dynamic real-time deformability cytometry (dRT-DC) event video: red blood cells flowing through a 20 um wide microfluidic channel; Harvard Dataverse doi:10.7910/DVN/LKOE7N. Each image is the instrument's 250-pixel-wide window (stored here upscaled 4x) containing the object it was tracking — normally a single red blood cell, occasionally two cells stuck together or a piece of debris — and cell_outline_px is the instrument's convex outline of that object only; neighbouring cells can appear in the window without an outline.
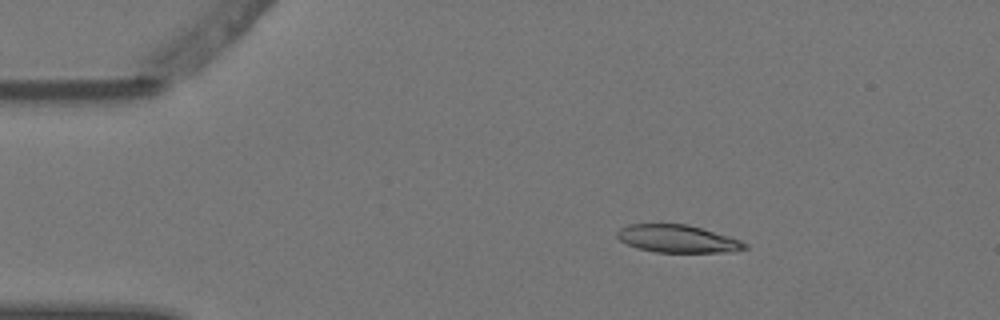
{"species": "Egyptian fruit bat (a non-hibernating species)", "species_latin": "Rousettus aegyptiacus", "temperature_condition": "warm", "stored_images_in_passage": 4, "camera_frame_rate_fps": 3000, "um_per_image_px": 0.085, "animal": {"sex": "female"}, "frame": {"image": 1, "passage_image": 2, "time_ms": 0.333, "image_size_px": [1000, 320], "cell_outline_px": [[748, 248], [732, 252], [656, 252], [636, 248], [620, 240], [616, 236], [616, 232], [620, 228], [628, 224], [688, 224], [728, 236], [740, 240], [748, 244]], "centroid_in_image_um": [57.59, 20.3], "position_along_channel_um": 27.4, "area_um2": 20.58}}
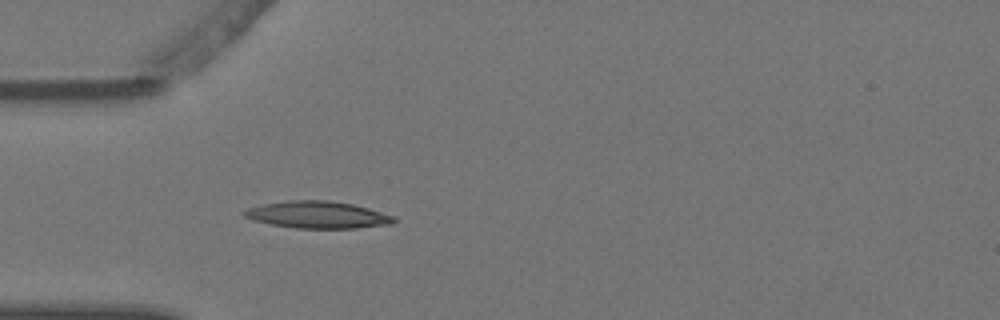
{"frame": {"image": 2, "passage_image": 4, "time_ms": 1.0, "image_size_px": [1000, 320], "cell_outline_px": [[396, 220], [392, 224], [356, 228], [296, 228], [272, 224], [252, 220], [244, 216], [240, 212], [248, 208], [264, 204], [288, 200], [328, 200], [352, 204], [368, 208], [396, 216]], "centroid_in_image_um": [27.01, 18.25], "position_along_channel_um": 58.0, "area_um2": 23.58}}